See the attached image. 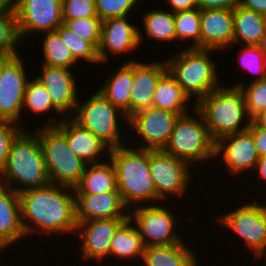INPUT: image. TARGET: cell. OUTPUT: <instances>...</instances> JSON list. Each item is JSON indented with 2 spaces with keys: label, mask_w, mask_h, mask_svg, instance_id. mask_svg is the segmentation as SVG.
<instances>
[{
  "label": "cell",
  "mask_w": 266,
  "mask_h": 266,
  "mask_svg": "<svg viewBox=\"0 0 266 266\" xmlns=\"http://www.w3.org/2000/svg\"><path fill=\"white\" fill-rule=\"evenodd\" d=\"M248 130L252 133L259 157L266 155V131L259 129L252 121Z\"/></svg>",
  "instance_id": "7bdbcfd3"
},
{
  "label": "cell",
  "mask_w": 266,
  "mask_h": 266,
  "mask_svg": "<svg viewBox=\"0 0 266 266\" xmlns=\"http://www.w3.org/2000/svg\"><path fill=\"white\" fill-rule=\"evenodd\" d=\"M134 60L124 61L109 74L105 84L98 90L113 105L120 108L127 117L130 116V94L134 75Z\"/></svg>",
  "instance_id": "cb8c5ba5"
},
{
  "label": "cell",
  "mask_w": 266,
  "mask_h": 266,
  "mask_svg": "<svg viewBox=\"0 0 266 266\" xmlns=\"http://www.w3.org/2000/svg\"><path fill=\"white\" fill-rule=\"evenodd\" d=\"M197 8L204 9H229L233 10L239 5V0H196Z\"/></svg>",
  "instance_id": "b9f144b4"
},
{
  "label": "cell",
  "mask_w": 266,
  "mask_h": 266,
  "mask_svg": "<svg viewBox=\"0 0 266 266\" xmlns=\"http://www.w3.org/2000/svg\"><path fill=\"white\" fill-rule=\"evenodd\" d=\"M21 127L11 121L0 119V170L7 161L12 140L23 129Z\"/></svg>",
  "instance_id": "60d3db41"
},
{
  "label": "cell",
  "mask_w": 266,
  "mask_h": 266,
  "mask_svg": "<svg viewBox=\"0 0 266 266\" xmlns=\"http://www.w3.org/2000/svg\"><path fill=\"white\" fill-rule=\"evenodd\" d=\"M23 60L20 55L14 56L5 65L0 76V119L19 126L23 121L22 105L28 81Z\"/></svg>",
  "instance_id": "9a60e30c"
},
{
  "label": "cell",
  "mask_w": 266,
  "mask_h": 266,
  "mask_svg": "<svg viewBox=\"0 0 266 266\" xmlns=\"http://www.w3.org/2000/svg\"><path fill=\"white\" fill-rule=\"evenodd\" d=\"M176 42L187 44V48H200V9L178 11L174 13Z\"/></svg>",
  "instance_id": "d6a6232c"
},
{
  "label": "cell",
  "mask_w": 266,
  "mask_h": 266,
  "mask_svg": "<svg viewBox=\"0 0 266 266\" xmlns=\"http://www.w3.org/2000/svg\"><path fill=\"white\" fill-rule=\"evenodd\" d=\"M254 261H258V260H263L264 259V265L262 266H266V247L263 248L262 250H260L254 257ZM258 259V260H257Z\"/></svg>",
  "instance_id": "f907efd6"
},
{
  "label": "cell",
  "mask_w": 266,
  "mask_h": 266,
  "mask_svg": "<svg viewBox=\"0 0 266 266\" xmlns=\"http://www.w3.org/2000/svg\"><path fill=\"white\" fill-rule=\"evenodd\" d=\"M145 245L134 223L128 218L115 232L111 239L109 258L127 261L133 264L142 261Z\"/></svg>",
  "instance_id": "4316f807"
},
{
  "label": "cell",
  "mask_w": 266,
  "mask_h": 266,
  "mask_svg": "<svg viewBox=\"0 0 266 266\" xmlns=\"http://www.w3.org/2000/svg\"><path fill=\"white\" fill-rule=\"evenodd\" d=\"M189 101L190 98L167 70L158 80L152 107L185 115L191 111L187 106Z\"/></svg>",
  "instance_id": "f546056e"
},
{
  "label": "cell",
  "mask_w": 266,
  "mask_h": 266,
  "mask_svg": "<svg viewBox=\"0 0 266 266\" xmlns=\"http://www.w3.org/2000/svg\"><path fill=\"white\" fill-rule=\"evenodd\" d=\"M129 19L128 16H123L102 21L101 39L97 49L100 65L106 64L112 55L117 57L123 56V53L125 55L135 52L144 44L143 39L146 38L143 37V30Z\"/></svg>",
  "instance_id": "5bb4252c"
},
{
  "label": "cell",
  "mask_w": 266,
  "mask_h": 266,
  "mask_svg": "<svg viewBox=\"0 0 266 266\" xmlns=\"http://www.w3.org/2000/svg\"><path fill=\"white\" fill-rule=\"evenodd\" d=\"M24 110L31 112L34 114L33 116L36 115V117L47 113L44 115L45 117L49 115L48 113H51V116L49 115L48 119L47 117L45 118L47 122L45 124L43 122V126H56L65 118V116L53 105L47 90L36 78L27 81L22 105L23 113L25 112ZM52 113L54 115H52ZM57 114L61 116L60 118L58 116V119L56 118Z\"/></svg>",
  "instance_id": "f1b7e54d"
},
{
  "label": "cell",
  "mask_w": 266,
  "mask_h": 266,
  "mask_svg": "<svg viewBox=\"0 0 266 266\" xmlns=\"http://www.w3.org/2000/svg\"><path fill=\"white\" fill-rule=\"evenodd\" d=\"M167 71L165 61L150 63L134 60V75L130 94V116L152 106L160 77Z\"/></svg>",
  "instance_id": "7402d4cb"
},
{
  "label": "cell",
  "mask_w": 266,
  "mask_h": 266,
  "mask_svg": "<svg viewBox=\"0 0 266 266\" xmlns=\"http://www.w3.org/2000/svg\"><path fill=\"white\" fill-rule=\"evenodd\" d=\"M192 108L194 114L187 113L176 120L169 142L163 150L194 168L199 162L215 160V142L194 103Z\"/></svg>",
  "instance_id": "8992f818"
},
{
  "label": "cell",
  "mask_w": 266,
  "mask_h": 266,
  "mask_svg": "<svg viewBox=\"0 0 266 266\" xmlns=\"http://www.w3.org/2000/svg\"><path fill=\"white\" fill-rule=\"evenodd\" d=\"M75 207L77 223L95 219L129 218V208L123 203L119 192L75 194Z\"/></svg>",
  "instance_id": "ffe728a7"
},
{
  "label": "cell",
  "mask_w": 266,
  "mask_h": 266,
  "mask_svg": "<svg viewBox=\"0 0 266 266\" xmlns=\"http://www.w3.org/2000/svg\"><path fill=\"white\" fill-rule=\"evenodd\" d=\"M261 50L266 54V29L261 37L260 43L258 45Z\"/></svg>",
  "instance_id": "816d5d0a"
},
{
  "label": "cell",
  "mask_w": 266,
  "mask_h": 266,
  "mask_svg": "<svg viewBox=\"0 0 266 266\" xmlns=\"http://www.w3.org/2000/svg\"><path fill=\"white\" fill-rule=\"evenodd\" d=\"M23 44L17 25L16 13L0 14V53L19 55L18 45Z\"/></svg>",
  "instance_id": "8d00e7d4"
},
{
  "label": "cell",
  "mask_w": 266,
  "mask_h": 266,
  "mask_svg": "<svg viewBox=\"0 0 266 266\" xmlns=\"http://www.w3.org/2000/svg\"><path fill=\"white\" fill-rule=\"evenodd\" d=\"M185 49V50H184ZM219 51L205 48H183L165 60L168 72L175 78L184 93L196 105L215 88L221 86L219 68L212 53ZM214 60V61H213ZM220 80V82H219Z\"/></svg>",
  "instance_id": "277c9868"
},
{
  "label": "cell",
  "mask_w": 266,
  "mask_h": 266,
  "mask_svg": "<svg viewBox=\"0 0 266 266\" xmlns=\"http://www.w3.org/2000/svg\"><path fill=\"white\" fill-rule=\"evenodd\" d=\"M103 159V162L86 165L79 183L74 187L75 194L118 192L115 168L109 158Z\"/></svg>",
  "instance_id": "484cf974"
},
{
  "label": "cell",
  "mask_w": 266,
  "mask_h": 266,
  "mask_svg": "<svg viewBox=\"0 0 266 266\" xmlns=\"http://www.w3.org/2000/svg\"><path fill=\"white\" fill-rule=\"evenodd\" d=\"M147 12V13H146ZM143 12L142 17L145 37L157 42H176L174 12L170 10L152 9Z\"/></svg>",
  "instance_id": "4dcf8cb0"
},
{
  "label": "cell",
  "mask_w": 266,
  "mask_h": 266,
  "mask_svg": "<svg viewBox=\"0 0 266 266\" xmlns=\"http://www.w3.org/2000/svg\"><path fill=\"white\" fill-rule=\"evenodd\" d=\"M254 170L257 172L254 174L255 177H259L260 182L263 180L265 182L263 185H266V155L259 157L257 163L255 164Z\"/></svg>",
  "instance_id": "bcb514c9"
},
{
  "label": "cell",
  "mask_w": 266,
  "mask_h": 266,
  "mask_svg": "<svg viewBox=\"0 0 266 266\" xmlns=\"http://www.w3.org/2000/svg\"><path fill=\"white\" fill-rule=\"evenodd\" d=\"M228 86L229 84L215 88L195 105L214 142L224 136L247 130L251 123L241 89Z\"/></svg>",
  "instance_id": "5b68a950"
},
{
  "label": "cell",
  "mask_w": 266,
  "mask_h": 266,
  "mask_svg": "<svg viewBox=\"0 0 266 266\" xmlns=\"http://www.w3.org/2000/svg\"><path fill=\"white\" fill-rule=\"evenodd\" d=\"M149 166L156 192V204L167 201L171 196H175L177 200L185 197V191L188 192L187 187L193 177L191 170L194 168L163 149L149 150Z\"/></svg>",
  "instance_id": "30bf717a"
},
{
  "label": "cell",
  "mask_w": 266,
  "mask_h": 266,
  "mask_svg": "<svg viewBox=\"0 0 266 266\" xmlns=\"http://www.w3.org/2000/svg\"><path fill=\"white\" fill-rule=\"evenodd\" d=\"M16 18L22 42L35 33L55 31L63 23L62 0H21Z\"/></svg>",
  "instance_id": "4fadbf2b"
},
{
  "label": "cell",
  "mask_w": 266,
  "mask_h": 266,
  "mask_svg": "<svg viewBox=\"0 0 266 266\" xmlns=\"http://www.w3.org/2000/svg\"><path fill=\"white\" fill-rule=\"evenodd\" d=\"M91 94L92 96H88L85 102L78 101L71 117L82 127L90 130L110 149L125 145L126 140L119 128H122V125L119 123L121 120L128 123L127 115L108 101L99 90Z\"/></svg>",
  "instance_id": "ba28073f"
},
{
  "label": "cell",
  "mask_w": 266,
  "mask_h": 266,
  "mask_svg": "<svg viewBox=\"0 0 266 266\" xmlns=\"http://www.w3.org/2000/svg\"><path fill=\"white\" fill-rule=\"evenodd\" d=\"M264 202H265V204H263V206H264V208H265V211H266V199H265V201H264Z\"/></svg>",
  "instance_id": "f5cc1de1"
},
{
  "label": "cell",
  "mask_w": 266,
  "mask_h": 266,
  "mask_svg": "<svg viewBox=\"0 0 266 266\" xmlns=\"http://www.w3.org/2000/svg\"><path fill=\"white\" fill-rule=\"evenodd\" d=\"M127 219L110 218L78 222L75 235L82 239L79 250L82 252L83 261L94 260L103 264L105 259L109 260L111 239Z\"/></svg>",
  "instance_id": "e0dca14e"
},
{
  "label": "cell",
  "mask_w": 266,
  "mask_h": 266,
  "mask_svg": "<svg viewBox=\"0 0 266 266\" xmlns=\"http://www.w3.org/2000/svg\"><path fill=\"white\" fill-rule=\"evenodd\" d=\"M214 158L222 160L221 163L227 168L225 171L234 177L243 172L244 175L247 171L252 172L259 159L252 133L247 129L218 139L215 142Z\"/></svg>",
  "instance_id": "2e32d148"
},
{
  "label": "cell",
  "mask_w": 266,
  "mask_h": 266,
  "mask_svg": "<svg viewBox=\"0 0 266 266\" xmlns=\"http://www.w3.org/2000/svg\"><path fill=\"white\" fill-rule=\"evenodd\" d=\"M19 1H21V0H14V2L17 4Z\"/></svg>",
  "instance_id": "db71d44e"
},
{
  "label": "cell",
  "mask_w": 266,
  "mask_h": 266,
  "mask_svg": "<svg viewBox=\"0 0 266 266\" xmlns=\"http://www.w3.org/2000/svg\"><path fill=\"white\" fill-rule=\"evenodd\" d=\"M261 202L243 203L237 205L234 210L217 216L215 223L231 230L238 235L246 245L245 247L253 252L254 257L260 250L266 247V211ZM239 206V207H238Z\"/></svg>",
  "instance_id": "8fae6325"
},
{
  "label": "cell",
  "mask_w": 266,
  "mask_h": 266,
  "mask_svg": "<svg viewBox=\"0 0 266 266\" xmlns=\"http://www.w3.org/2000/svg\"><path fill=\"white\" fill-rule=\"evenodd\" d=\"M237 55L241 69L256 75L251 81H258L266 78V54L258 45H240Z\"/></svg>",
  "instance_id": "d590c367"
},
{
  "label": "cell",
  "mask_w": 266,
  "mask_h": 266,
  "mask_svg": "<svg viewBox=\"0 0 266 266\" xmlns=\"http://www.w3.org/2000/svg\"><path fill=\"white\" fill-rule=\"evenodd\" d=\"M127 145L126 142V145L110 149L108 155L115 168L117 190L121 199L129 209L143 204H156L149 150L135 148L133 143V146Z\"/></svg>",
  "instance_id": "3957f363"
},
{
  "label": "cell",
  "mask_w": 266,
  "mask_h": 266,
  "mask_svg": "<svg viewBox=\"0 0 266 266\" xmlns=\"http://www.w3.org/2000/svg\"><path fill=\"white\" fill-rule=\"evenodd\" d=\"M239 5L266 16V0H239Z\"/></svg>",
  "instance_id": "f6af8a7d"
},
{
  "label": "cell",
  "mask_w": 266,
  "mask_h": 266,
  "mask_svg": "<svg viewBox=\"0 0 266 266\" xmlns=\"http://www.w3.org/2000/svg\"><path fill=\"white\" fill-rule=\"evenodd\" d=\"M16 8L14 0H0V14L16 13Z\"/></svg>",
  "instance_id": "7dc6e473"
},
{
  "label": "cell",
  "mask_w": 266,
  "mask_h": 266,
  "mask_svg": "<svg viewBox=\"0 0 266 266\" xmlns=\"http://www.w3.org/2000/svg\"><path fill=\"white\" fill-rule=\"evenodd\" d=\"M197 253L183 240L166 246L145 247L141 266H197ZM198 262V263H197Z\"/></svg>",
  "instance_id": "d4e9b609"
},
{
  "label": "cell",
  "mask_w": 266,
  "mask_h": 266,
  "mask_svg": "<svg viewBox=\"0 0 266 266\" xmlns=\"http://www.w3.org/2000/svg\"><path fill=\"white\" fill-rule=\"evenodd\" d=\"M179 116H181L179 113L152 106L129 116L128 130L132 129L137 134L135 138L137 140L140 138L139 141L142 140V142H138L139 144L136 148L148 150L164 149L169 142L174 124Z\"/></svg>",
  "instance_id": "7c38bea8"
},
{
  "label": "cell",
  "mask_w": 266,
  "mask_h": 266,
  "mask_svg": "<svg viewBox=\"0 0 266 266\" xmlns=\"http://www.w3.org/2000/svg\"><path fill=\"white\" fill-rule=\"evenodd\" d=\"M172 12L191 10L197 8L196 0H164ZM169 4V6H168Z\"/></svg>",
  "instance_id": "ee69618b"
},
{
  "label": "cell",
  "mask_w": 266,
  "mask_h": 266,
  "mask_svg": "<svg viewBox=\"0 0 266 266\" xmlns=\"http://www.w3.org/2000/svg\"><path fill=\"white\" fill-rule=\"evenodd\" d=\"M234 45H259L266 29V18L257 12L237 5L233 9Z\"/></svg>",
  "instance_id": "83f0119b"
},
{
  "label": "cell",
  "mask_w": 266,
  "mask_h": 266,
  "mask_svg": "<svg viewBox=\"0 0 266 266\" xmlns=\"http://www.w3.org/2000/svg\"><path fill=\"white\" fill-rule=\"evenodd\" d=\"M63 24L81 39L89 41L98 49L101 39L102 20L99 17H84L63 20Z\"/></svg>",
  "instance_id": "74e56055"
},
{
  "label": "cell",
  "mask_w": 266,
  "mask_h": 266,
  "mask_svg": "<svg viewBox=\"0 0 266 266\" xmlns=\"http://www.w3.org/2000/svg\"><path fill=\"white\" fill-rule=\"evenodd\" d=\"M36 131L50 182L74 188L87 164L69 149L66 135L57 126L41 125Z\"/></svg>",
  "instance_id": "52a82bcc"
},
{
  "label": "cell",
  "mask_w": 266,
  "mask_h": 266,
  "mask_svg": "<svg viewBox=\"0 0 266 266\" xmlns=\"http://www.w3.org/2000/svg\"><path fill=\"white\" fill-rule=\"evenodd\" d=\"M41 34L42 37L44 34V39L42 38L44 59L41 64L72 69L78 63L56 30Z\"/></svg>",
  "instance_id": "1f68e13d"
},
{
  "label": "cell",
  "mask_w": 266,
  "mask_h": 266,
  "mask_svg": "<svg viewBox=\"0 0 266 266\" xmlns=\"http://www.w3.org/2000/svg\"><path fill=\"white\" fill-rule=\"evenodd\" d=\"M161 204H143L129 209V219L138 229L145 247L166 246L183 241V237L176 232V229H180L176 224L180 216L177 217L164 202Z\"/></svg>",
  "instance_id": "9c48e42d"
},
{
  "label": "cell",
  "mask_w": 266,
  "mask_h": 266,
  "mask_svg": "<svg viewBox=\"0 0 266 266\" xmlns=\"http://www.w3.org/2000/svg\"><path fill=\"white\" fill-rule=\"evenodd\" d=\"M62 41L69 48L73 58L80 64L81 59L93 65L100 64L97 49L87 40L71 32L63 23L56 29Z\"/></svg>",
  "instance_id": "836d02e7"
},
{
  "label": "cell",
  "mask_w": 266,
  "mask_h": 266,
  "mask_svg": "<svg viewBox=\"0 0 266 266\" xmlns=\"http://www.w3.org/2000/svg\"><path fill=\"white\" fill-rule=\"evenodd\" d=\"M0 183L18 193L51 183L37 131L23 128L12 140Z\"/></svg>",
  "instance_id": "7a4b0ae2"
},
{
  "label": "cell",
  "mask_w": 266,
  "mask_h": 266,
  "mask_svg": "<svg viewBox=\"0 0 266 266\" xmlns=\"http://www.w3.org/2000/svg\"><path fill=\"white\" fill-rule=\"evenodd\" d=\"M19 197L21 222L26 237L35 234L50 237L51 233L55 236L63 235L61 237L65 234L75 236L77 222L74 188L49 183L22 191Z\"/></svg>",
  "instance_id": "6da1fadb"
},
{
  "label": "cell",
  "mask_w": 266,
  "mask_h": 266,
  "mask_svg": "<svg viewBox=\"0 0 266 266\" xmlns=\"http://www.w3.org/2000/svg\"><path fill=\"white\" fill-rule=\"evenodd\" d=\"M140 0H95L98 17L104 21L109 18L129 16L135 11Z\"/></svg>",
  "instance_id": "f35d334b"
},
{
  "label": "cell",
  "mask_w": 266,
  "mask_h": 266,
  "mask_svg": "<svg viewBox=\"0 0 266 266\" xmlns=\"http://www.w3.org/2000/svg\"><path fill=\"white\" fill-rule=\"evenodd\" d=\"M200 24V48L227 51L234 45L233 10H200Z\"/></svg>",
  "instance_id": "d6986e66"
},
{
  "label": "cell",
  "mask_w": 266,
  "mask_h": 266,
  "mask_svg": "<svg viewBox=\"0 0 266 266\" xmlns=\"http://www.w3.org/2000/svg\"><path fill=\"white\" fill-rule=\"evenodd\" d=\"M15 55L11 54H2L0 53V76L5 65L14 57Z\"/></svg>",
  "instance_id": "681fc988"
},
{
  "label": "cell",
  "mask_w": 266,
  "mask_h": 266,
  "mask_svg": "<svg viewBox=\"0 0 266 266\" xmlns=\"http://www.w3.org/2000/svg\"><path fill=\"white\" fill-rule=\"evenodd\" d=\"M244 83L236 82L233 86L241 89L248 116L252 120L256 115L266 112V78L251 81L247 86Z\"/></svg>",
  "instance_id": "e575fe53"
},
{
  "label": "cell",
  "mask_w": 266,
  "mask_h": 266,
  "mask_svg": "<svg viewBox=\"0 0 266 266\" xmlns=\"http://www.w3.org/2000/svg\"><path fill=\"white\" fill-rule=\"evenodd\" d=\"M25 237L19 193L0 183V254H5L9 245H16Z\"/></svg>",
  "instance_id": "603a6c76"
},
{
  "label": "cell",
  "mask_w": 266,
  "mask_h": 266,
  "mask_svg": "<svg viewBox=\"0 0 266 266\" xmlns=\"http://www.w3.org/2000/svg\"><path fill=\"white\" fill-rule=\"evenodd\" d=\"M259 129L266 131V112L256 115L251 120Z\"/></svg>",
  "instance_id": "c3c4849f"
},
{
  "label": "cell",
  "mask_w": 266,
  "mask_h": 266,
  "mask_svg": "<svg viewBox=\"0 0 266 266\" xmlns=\"http://www.w3.org/2000/svg\"><path fill=\"white\" fill-rule=\"evenodd\" d=\"M56 126L66 135L69 149L86 164L103 162L104 156L109 157L110 148L71 116L65 117Z\"/></svg>",
  "instance_id": "44dd1931"
},
{
  "label": "cell",
  "mask_w": 266,
  "mask_h": 266,
  "mask_svg": "<svg viewBox=\"0 0 266 266\" xmlns=\"http://www.w3.org/2000/svg\"><path fill=\"white\" fill-rule=\"evenodd\" d=\"M41 65V72L36 78L47 90L53 105L65 116L74 114L79 98L77 82L72 69ZM42 73V74H41Z\"/></svg>",
  "instance_id": "ac0fdd59"
},
{
  "label": "cell",
  "mask_w": 266,
  "mask_h": 266,
  "mask_svg": "<svg viewBox=\"0 0 266 266\" xmlns=\"http://www.w3.org/2000/svg\"><path fill=\"white\" fill-rule=\"evenodd\" d=\"M98 17L95 0H62L63 20Z\"/></svg>",
  "instance_id": "ab89813d"
}]
</instances>
